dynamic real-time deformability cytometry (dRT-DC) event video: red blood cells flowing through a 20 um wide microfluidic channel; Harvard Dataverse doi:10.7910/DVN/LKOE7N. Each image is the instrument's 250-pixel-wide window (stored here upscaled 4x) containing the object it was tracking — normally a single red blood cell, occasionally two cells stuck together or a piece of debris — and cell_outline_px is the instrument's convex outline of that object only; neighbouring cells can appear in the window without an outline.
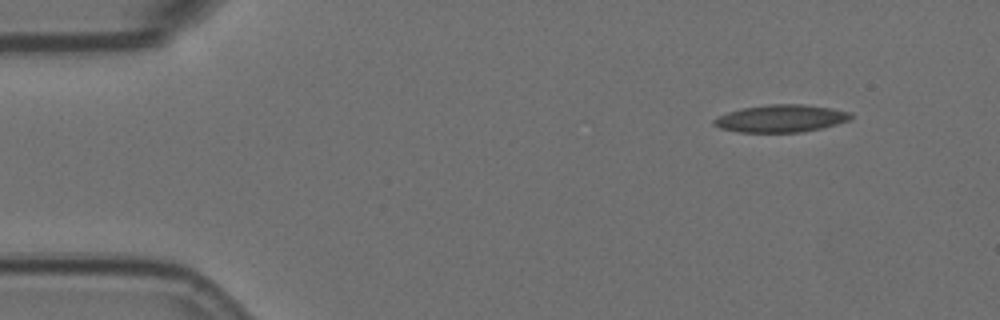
{"species": "Egyptian fruit bat (a non-hibernating species)", "species_latin": "Rousettus aegyptiacus", "temperature_condition": "room temperature", "stored_images_in_passage": 4, "camera_frame_rate_fps": 3000, "um_per_image_px": 0.085, "animal": {"sex": "female"}, "frame": {"image": 1, "passage_image": 1, "time_ms": 0.0, "image_size_px": [1000, 320], "cell_outline_px": [[852, 120], [824, 128], [800, 132], [736, 132], [720, 128], [712, 124], [712, 120], [716, 116], [740, 108], [768, 104], [804, 104], [832, 108], [852, 112]], "centroid_in_image_um": [66.39, 10.06], "position_along_channel_um": 18.6, "area_um2": 22.31}}
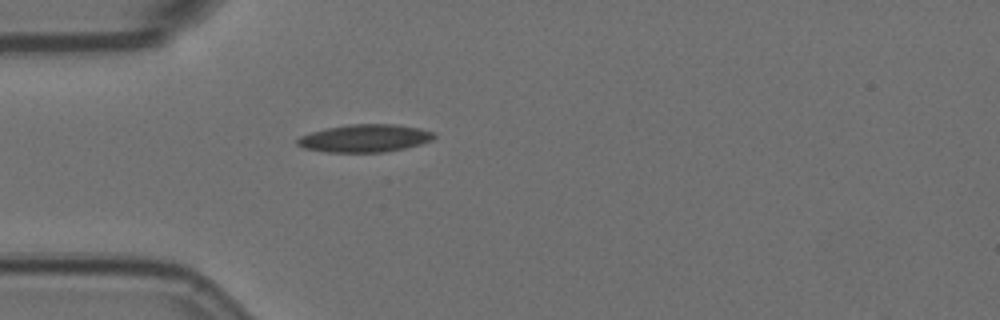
{"frame": {"image": 2, "passage_image": 4, "time_ms": 1.0, "image_size_px": [1000, 320], "cell_outline_px": [[436, 136], [432, 140], [420, 144], [404, 148], [384, 152], [328, 152], [304, 148], [296, 144], [296, 140], [300, 136], [312, 132], [328, 128], [348, 124], [392, 124], [420, 128], [436, 132]], "centroid_in_image_um": [31.03, 11.75], "position_along_channel_um": 54.0, "area_um2": 22.02}}